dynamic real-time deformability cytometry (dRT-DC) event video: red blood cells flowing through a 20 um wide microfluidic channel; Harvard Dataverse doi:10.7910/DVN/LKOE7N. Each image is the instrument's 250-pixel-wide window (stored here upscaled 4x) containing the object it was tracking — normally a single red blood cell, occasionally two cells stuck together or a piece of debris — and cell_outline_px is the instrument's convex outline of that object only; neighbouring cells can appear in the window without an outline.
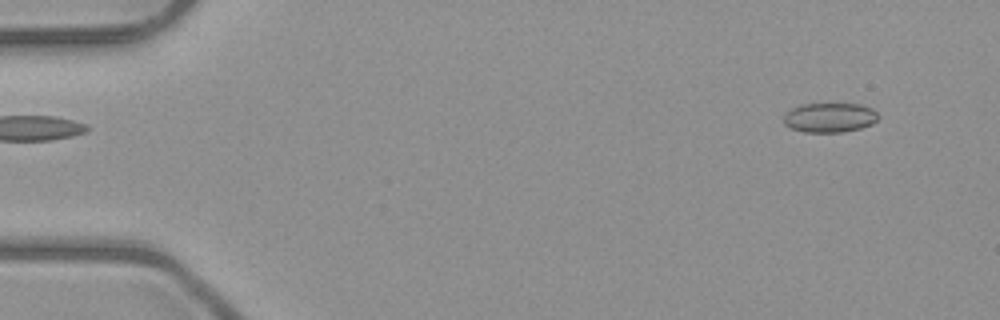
{"species": "common noctule bat (a hibernating species)", "species_latin": "Nyctalus noctula", "temperature_condition": "room temperature", "stored_images_in_passage": 6, "camera_frame_rate_fps": 3000, "um_per_image_px": 0.085, "animal": {"sex": "male", "body_mass_g": 23.1, "forearm_length_mm": 52.7}, "frame": {"image": 1, "passage_image": 2, "time_ms": 1.0, "image_size_px": [1000, 320], "cell_outline_px": [[876, 120], [872, 124], [860, 128], [844, 132], [804, 132], [792, 128], [784, 124], [784, 112], [800, 104], [860, 104], [872, 108], [876, 112]], "centroid_in_image_um": [70.49, 9.99], "position_along_channel_um": 14.5, "area_um2": 16.24}}
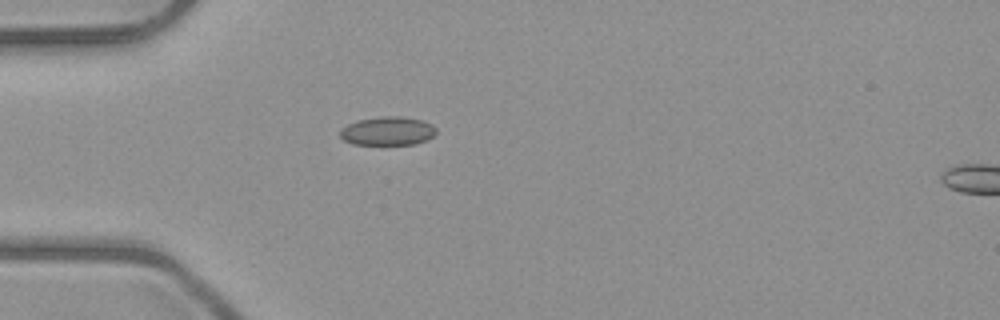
{"frame": {"image": 2, "passage_image": 5, "time_ms": 4.667, "image_size_px": [1000, 320], "cell_outline_px": [[436, 132], [428, 140], [416, 144], [352, 144], [344, 140], [340, 136], [340, 128], [348, 124], [360, 120], [384, 116], [400, 116], [420, 120], [432, 124], [436, 128]], "centroid_in_image_um": [32.96, 11.14], "position_along_channel_um": 52.0, "area_um2": 15.95}}